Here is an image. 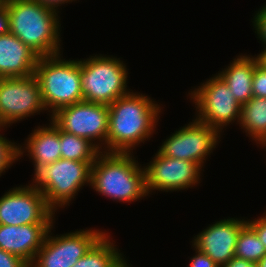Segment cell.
<instances>
[{
  "label": "cell",
  "instance_id": "cell-1",
  "mask_svg": "<svg viewBox=\"0 0 266 267\" xmlns=\"http://www.w3.org/2000/svg\"><path fill=\"white\" fill-rule=\"evenodd\" d=\"M155 102L145 94L131 91L108 106L106 152L133 153L135 146L152 137L163 111Z\"/></svg>",
  "mask_w": 266,
  "mask_h": 267
},
{
  "label": "cell",
  "instance_id": "cell-2",
  "mask_svg": "<svg viewBox=\"0 0 266 267\" xmlns=\"http://www.w3.org/2000/svg\"><path fill=\"white\" fill-rule=\"evenodd\" d=\"M139 165L133 153L101 151L91 167L90 186L113 201L142 200L148 194L145 169Z\"/></svg>",
  "mask_w": 266,
  "mask_h": 267
},
{
  "label": "cell",
  "instance_id": "cell-3",
  "mask_svg": "<svg viewBox=\"0 0 266 267\" xmlns=\"http://www.w3.org/2000/svg\"><path fill=\"white\" fill-rule=\"evenodd\" d=\"M10 33L39 57L61 53L58 13L36 0H7Z\"/></svg>",
  "mask_w": 266,
  "mask_h": 267
},
{
  "label": "cell",
  "instance_id": "cell-4",
  "mask_svg": "<svg viewBox=\"0 0 266 267\" xmlns=\"http://www.w3.org/2000/svg\"><path fill=\"white\" fill-rule=\"evenodd\" d=\"M61 55L39 57L34 71L44 107L52 114L60 108L84 101L81 59L65 60Z\"/></svg>",
  "mask_w": 266,
  "mask_h": 267
},
{
  "label": "cell",
  "instance_id": "cell-5",
  "mask_svg": "<svg viewBox=\"0 0 266 267\" xmlns=\"http://www.w3.org/2000/svg\"><path fill=\"white\" fill-rule=\"evenodd\" d=\"M94 162L58 159L34 173L33 182L54 211L64 208L75 198L82 186H90L91 167Z\"/></svg>",
  "mask_w": 266,
  "mask_h": 267
},
{
  "label": "cell",
  "instance_id": "cell-6",
  "mask_svg": "<svg viewBox=\"0 0 266 267\" xmlns=\"http://www.w3.org/2000/svg\"><path fill=\"white\" fill-rule=\"evenodd\" d=\"M96 54L81 60V83L86 102L109 106L130 93L127 89L128 71L123 60Z\"/></svg>",
  "mask_w": 266,
  "mask_h": 267
},
{
  "label": "cell",
  "instance_id": "cell-7",
  "mask_svg": "<svg viewBox=\"0 0 266 267\" xmlns=\"http://www.w3.org/2000/svg\"><path fill=\"white\" fill-rule=\"evenodd\" d=\"M188 93L196 107V120L215 128L220 133L223 128L236 120L239 124L241 104L217 73Z\"/></svg>",
  "mask_w": 266,
  "mask_h": 267
},
{
  "label": "cell",
  "instance_id": "cell-8",
  "mask_svg": "<svg viewBox=\"0 0 266 267\" xmlns=\"http://www.w3.org/2000/svg\"><path fill=\"white\" fill-rule=\"evenodd\" d=\"M49 115L60 130L88 139L100 151L106 152L109 123L107 105L81 101L60 108Z\"/></svg>",
  "mask_w": 266,
  "mask_h": 267
},
{
  "label": "cell",
  "instance_id": "cell-9",
  "mask_svg": "<svg viewBox=\"0 0 266 267\" xmlns=\"http://www.w3.org/2000/svg\"><path fill=\"white\" fill-rule=\"evenodd\" d=\"M43 111L46 108L34 74L0 78V127L5 130V127Z\"/></svg>",
  "mask_w": 266,
  "mask_h": 267
},
{
  "label": "cell",
  "instance_id": "cell-10",
  "mask_svg": "<svg viewBox=\"0 0 266 267\" xmlns=\"http://www.w3.org/2000/svg\"><path fill=\"white\" fill-rule=\"evenodd\" d=\"M54 226L49 229L43 246L29 267H73L106 233L89 228L53 236Z\"/></svg>",
  "mask_w": 266,
  "mask_h": 267
},
{
  "label": "cell",
  "instance_id": "cell-11",
  "mask_svg": "<svg viewBox=\"0 0 266 267\" xmlns=\"http://www.w3.org/2000/svg\"><path fill=\"white\" fill-rule=\"evenodd\" d=\"M221 133L195 118L174 131L159 147V152L169 158L187 160L202 168L216 148Z\"/></svg>",
  "mask_w": 266,
  "mask_h": 267
},
{
  "label": "cell",
  "instance_id": "cell-12",
  "mask_svg": "<svg viewBox=\"0 0 266 267\" xmlns=\"http://www.w3.org/2000/svg\"><path fill=\"white\" fill-rule=\"evenodd\" d=\"M23 186V187H22ZM11 188L0 197V224H53L55 212L38 188L29 184Z\"/></svg>",
  "mask_w": 266,
  "mask_h": 267
},
{
  "label": "cell",
  "instance_id": "cell-13",
  "mask_svg": "<svg viewBox=\"0 0 266 267\" xmlns=\"http://www.w3.org/2000/svg\"><path fill=\"white\" fill-rule=\"evenodd\" d=\"M152 160L144 166L148 196L153 190L163 192L188 190L200 183L203 169L195 162L169 158L159 151Z\"/></svg>",
  "mask_w": 266,
  "mask_h": 267
},
{
  "label": "cell",
  "instance_id": "cell-14",
  "mask_svg": "<svg viewBox=\"0 0 266 267\" xmlns=\"http://www.w3.org/2000/svg\"><path fill=\"white\" fill-rule=\"evenodd\" d=\"M244 219L227 218L209 224L194 236L192 246L209 256L219 267L227 264L235 256V248Z\"/></svg>",
  "mask_w": 266,
  "mask_h": 267
},
{
  "label": "cell",
  "instance_id": "cell-15",
  "mask_svg": "<svg viewBox=\"0 0 266 267\" xmlns=\"http://www.w3.org/2000/svg\"><path fill=\"white\" fill-rule=\"evenodd\" d=\"M53 224H0V249L20 257L29 266L43 246Z\"/></svg>",
  "mask_w": 266,
  "mask_h": 267
},
{
  "label": "cell",
  "instance_id": "cell-16",
  "mask_svg": "<svg viewBox=\"0 0 266 267\" xmlns=\"http://www.w3.org/2000/svg\"><path fill=\"white\" fill-rule=\"evenodd\" d=\"M39 56L12 33L0 35V78L34 74Z\"/></svg>",
  "mask_w": 266,
  "mask_h": 267
},
{
  "label": "cell",
  "instance_id": "cell-17",
  "mask_svg": "<svg viewBox=\"0 0 266 267\" xmlns=\"http://www.w3.org/2000/svg\"><path fill=\"white\" fill-rule=\"evenodd\" d=\"M49 121L48 126H37L28 135L24 146L20 145V157L24 153L28 155L34 164V173L41 167L61 159L60 129L51 120Z\"/></svg>",
  "mask_w": 266,
  "mask_h": 267
},
{
  "label": "cell",
  "instance_id": "cell-18",
  "mask_svg": "<svg viewBox=\"0 0 266 267\" xmlns=\"http://www.w3.org/2000/svg\"><path fill=\"white\" fill-rule=\"evenodd\" d=\"M229 66L217 74L225 81L239 104H245L253 97L252 79L255 69V56H236Z\"/></svg>",
  "mask_w": 266,
  "mask_h": 267
},
{
  "label": "cell",
  "instance_id": "cell-19",
  "mask_svg": "<svg viewBox=\"0 0 266 267\" xmlns=\"http://www.w3.org/2000/svg\"><path fill=\"white\" fill-rule=\"evenodd\" d=\"M239 127L257 145L266 142V98L252 97L241 105Z\"/></svg>",
  "mask_w": 266,
  "mask_h": 267
},
{
  "label": "cell",
  "instance_id": "cell-20",
  "mask_svg": "<svg viewBox=\"0 0 266 267\" xmlns=\"http://www.w3.org/2000/svg\"><path fill=\"white\" fill-rule=\"evenodd\" d=\"M108 234L106 232L73 267H114L123 253Z\"/></svg>",
  "mask_w": 266,
  "mask_h": 267
},
{
  "label": "cell",
  "instance_id": "cell-21",
  "mask_svg": "<svg viewBox=\"0 0 266 267\" xmlns=\"http://www.w3.org/2000/svg\"><path fill=\"white\" fill-rule=\"evenodd\" d=\"M60 145L61 158L68 160L95 162L96 157L101 152L88 139L62 130H60Z\"/></svg>",
  "mask_w": 266,
  "mask_h": 267
},
{
  "label": "cell",
  "instance_id": "cell-22",
  "mask_svg": "<svg viewBox=\"0 0 266 267\" xmlns=\"http://www.w3.org/2000/svg\"><path fill=\"white\" fill-rule=\"evenodd\" d=\"M265 254V246L256 232L246 223L240 230L235 256L257 264Z\"/></svg>",
  "mask_w": 266,
  "mask_h": 267
},
{
  "label": "cell",
  "instance_id": "cell-23",
  "mask_svg": "<svg viewBox=\"0 0 266 267\" xmlns=\"http://www.w3.org/2000/svg\"><path fill=\"white\" fill-rule=\"evenodd\" d=\"M2 127H0V132ZM9 141L0 133V176L20 158V145Z\"/></svg>",
  "mask_w": 266,
  "mask_h": 267
},
{
  "label": "cell",
  "instance_id": "cell-24",
  "mask_svg": "<svg viewBox=\"0 0 266 267\" xmlns=\"http://www.w3.org/2000/svg\"><path fill=\"white\" fill-rule=\"evenodd\" d=\"M253 97L266 98V69L255 57V69L252 79Z\"/></svg>",
  "mask_w": 266,
  "mask_h": 267
},
{
  "label": "cell",
  "instance_id": "cell-25",
  "mask_svg": "<svg viewBox=\"0 0 266 267\" xmlns=\"http://www.w3.org/2000/svg\"><path fill=\"white\" fill-rule=\"evenodd\" d=\"M253 17V25L257 38L262 42L263 47H266V5L262 6L255 12Z\"/></svg>",
  "mask_w": 266,
  "mask_h": 267
},
{
  "label": "cell",
  "instance_id": "cell-26",
  "mask_svg": "<svg viewBox=\"0 0 266 267\" xmlns=\"http://www.w3.org/2000/svg\"><path fill=\"white\" fill-rule=\"evenodd\" d=\"M247 224L256 232L258 238L266 248V212L257 219L246 220Z\"/></svg>",
  "mask_w": 266,
  "mask_h": 267
},
{
  "label": "cell",
  "instance_id": "cell-27",
  "mask_svg": "<svg viewBox=\"0 0 266 267\" xmlns=\"http://www.w3.org/2000/svg\"><path fill=\"white\" fill-rule=\"evenodd\" d=\"M0 267H29L20 257L0 249Z\"/></svg>",
  "mask_w": 266,
  "mask_h": 267
},
{
  "label": "cell",
  "instance_id": "cell-28",
  "mask_svg": "<svg viewBox=\"0 0 266 267\" xmlns=\"http://www.w3.org/2000/svg\"><path fill=\"white\" fill-rule=\"evenodd\" d=\"M195 255L190 258L188 267H219L209 256L194 247Z\"/></svg>",
  "mask_w": 266,
  "mask_h": 267
},
{
  "label": "cell",
  "instance_id": "cell-29",
  "mask_svg": "<svg viewBox=\"0 0 266 267\" xmlns=\"http://www.w3.org/2000/svg\"><path fill=\"white\" fill-rule=\"evenodd\" d=\"M10 33L7 0L0 5V35Z\"/></svg>",
  "mask_w": 266,
  "mask_h": 267
},
{
  "label": "cell",
  "instance_id": "cell-30",
  "mask_svg": "<svg viewBox=\"0 0 266 267\" xmlns=\"http://www.w3.org/2000/svg\"><path fill=\"white\" fill-rule=\"evenodd\" d=\"M222 267H258V265L234 256L227 264L223 265Z\"/></svg>",
  "mask_w": 266,
  "mask_h": 267
},
{
  "label": "cell",
  "instance_id": "cell-31",
  "mask_svg": "<svg viewBox=\"0 0 266 267\" xmlns=\"http://www.w3.org/2000/svg\"><path fill=\"white\" fill-rule=\"evenodd\" d=\"M42 5L46 6L47 8H50L56 12H59V7L65 3H69L76 0H36Z\"/></svg>",
  "mask_w": 266,
  "mask_h": 267
},
{
  "label": "cell",
  "instance_id": "cell-32",
  "mask_svg": "<svg viewBox=\"0 0 266 267\" xmlns=\"http://www.w3.org/2000/svg\"><path fill=\"white\" fill-rule=\"evenodd\" d=\"M262 50H261V53L258 54L256 57H257L258 63L266 69V47H264Z\"/></svg>",
  "mask_w": 266,
  "mask_h": 267
},
{
  "label": "cell",
  "instance_id": "cell-33",
  "mask_svg": "<svg viewBox=\"0 0 266 267\" xmlns=\"http://www.w3.org/2000/svg\"><path fill=\"white\" fill-rule=\"evenodd\" d=\"M125 260L124 256L114 265V267H131L130 264Z\"/></svg>",
  "mask_w": 266,
  "mask_h": 267
},
{
  "label": "cell",
  "instance_id": "cell-34",
  "mask_svg": "<svg viewBox=\"0 0 266 267\" xmlns=\"http://www.w3.org/2000/svg\"><path fill=\"white\" fill-rule=\"evenodd\" d=\"M258 267H266V254L257 263Z\"/></svg>",
  "mask_w": 266,
  "mask_h": 267
}]
</instances>
